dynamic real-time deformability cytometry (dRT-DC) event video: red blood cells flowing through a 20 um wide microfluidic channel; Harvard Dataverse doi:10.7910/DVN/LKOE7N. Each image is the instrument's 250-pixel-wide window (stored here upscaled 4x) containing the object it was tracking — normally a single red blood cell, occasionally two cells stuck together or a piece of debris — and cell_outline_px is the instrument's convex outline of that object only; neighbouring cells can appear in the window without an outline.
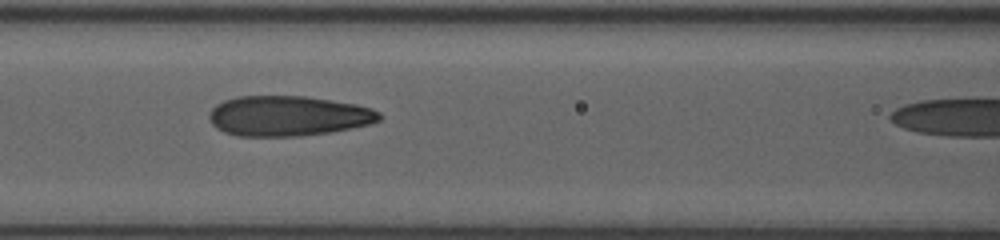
{"species": "human", "species_latin": "Homo sapiens", "temperature_condition": "room temperature", "stored_images_in_passage": 39, "camera_frame_rate_fps": 3000, "um_per_image_px": 0.085, "donor": {"sex": "female"}, "frame": {"image": 1, "passage_image": 20, "time_ms": 6.333, "image_size_px": [1000, 240], "cell_outline_px": [[384, 116], [380, 120], [368, 124], [328, 132], [300, 136], [236, 136], [224, 132], [216, 128], [212, 124], [208, 116], [212, 108], [216, 104], [224, 100], [240, 96], [304, 96], [356, 104], [372, 108], [380, 112]], "centroid_in_image_um": [24.47, 9.85], "position_along_channel_um": 142.1, "area_um2": 39.82}}
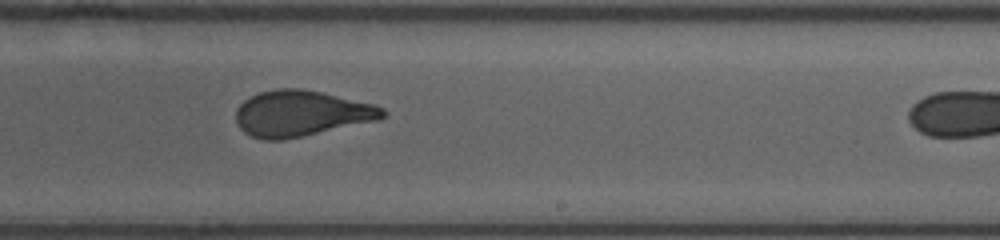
{"frame": {"image": 2, "passage_image": 29, "time_ms": 9.333, "image_size_px": [1000, 240], "cell_outline_px": [[388, 112], [380, 120], [284, 140], [264, 140], [252, 136], [244, 132], [236, 124], [236, 108], [244, 100], [260, 92], [276, 88], [300, 88], [320, 92], [372, 104], [384, 108]], "centroid_in_image_um": [25.59, 9.65], "position_along_channel_um": 263.4, "area_um2": 39.25}}
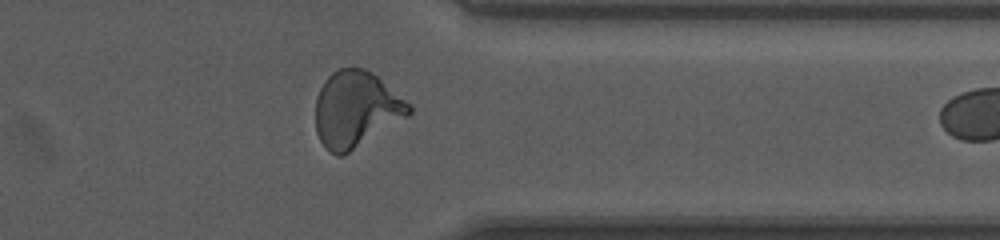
{"frame": {"image": 3, "passage_image": 38, "time_ms": 12.333, "image_size_px": [1000, 240], "cell_outline_px": [[412, 112], [408, 116], [344, 156], [336, 156], [320, 140], [316, 132], [316, 96], [324, 80], [332, 72], [340, 68], [352, 64], [364, 68], [372, 72], [404, 100], [412, 108]], "centroid_in_image_um": [30.23, 9.27], "position_along_channel_um": 381.2, "area_um2": 41.33}}